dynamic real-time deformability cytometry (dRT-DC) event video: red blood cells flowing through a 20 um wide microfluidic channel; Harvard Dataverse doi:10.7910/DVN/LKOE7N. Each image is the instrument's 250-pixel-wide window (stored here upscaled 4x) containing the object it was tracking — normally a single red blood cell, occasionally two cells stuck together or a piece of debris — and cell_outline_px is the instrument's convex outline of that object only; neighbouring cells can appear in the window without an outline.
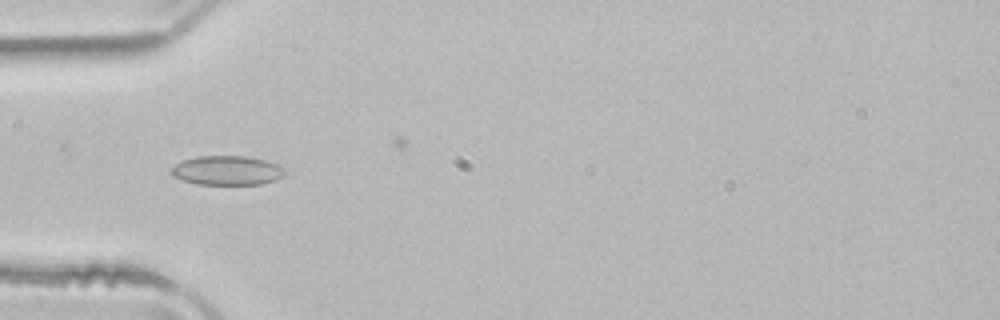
{"species": "common noctule bat (a hibernating species)", "species_latin": "Nyctalus noctula", "temperature_condition": "room temperature", "stored_images_in_passage": 15, "camera_frame_rate_fps": 3000, "um_per_image_px": 0.085, "animal": {"sex": "male", "body_mass_g": 21.5, "forearm_length_mm": 52.0}, "frame": {"image": 1, "passage_image": 5, "time_ms": 1.333, "image_size_px": [1000, 320], "cell_outline_px": [[288, 172], [284, 176], [276, 180], [260, 184], [196, 184], [172, 176], [172, 168], [176, 164], [184, 160], [196, 156], [248, 156], [268, 160], [284, 164], [288, 168]], "centroid_in_image_um": [19.44, 14.47], "position_along_channel_um": 65.6, "area_um2": 19.83}}